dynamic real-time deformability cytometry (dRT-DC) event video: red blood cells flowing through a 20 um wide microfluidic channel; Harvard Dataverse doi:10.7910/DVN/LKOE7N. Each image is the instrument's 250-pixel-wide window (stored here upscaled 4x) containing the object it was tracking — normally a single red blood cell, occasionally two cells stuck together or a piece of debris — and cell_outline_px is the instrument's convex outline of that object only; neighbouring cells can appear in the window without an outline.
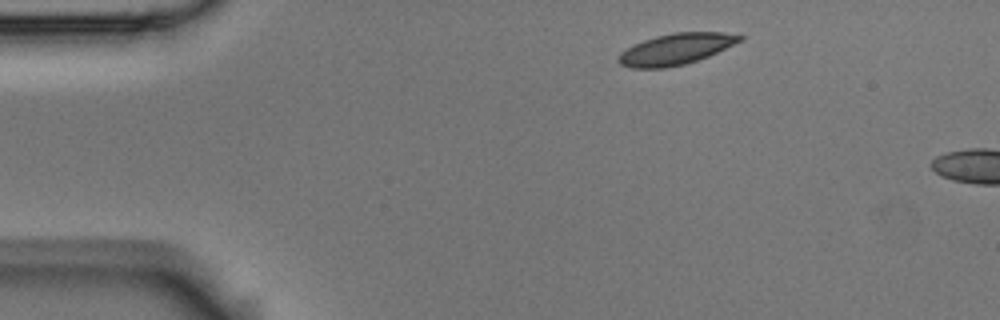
{"species": "Egyptian fruit bat (a non-hibernating species)", "species_latin": "Rousettus aegyptiacus", "temperature_condition": "room temperature", "stored_images_in_passage": 2, "camera_frame_rate_fps": 3000, "um_per_image_px": 0.085, "animal": {"sex": "male"}, "frame": {"image": 1, "passage_image": 1, "time_ms": 0.0, "image_size_px": [1000, 320], "cell_outline_px": [[744, 40], [708, 56], [684, 64], [664, 68], [632, 68], [620, 64], [616, 60], [616, 56], [620, 52], [644, 40], [656, 36], [672, 32], [724, 32], [744, 36]], "centroid_in_image_um": [57.45, 4.17], "position_along_channel_um": 27.6, "area_um2": 21.96}}